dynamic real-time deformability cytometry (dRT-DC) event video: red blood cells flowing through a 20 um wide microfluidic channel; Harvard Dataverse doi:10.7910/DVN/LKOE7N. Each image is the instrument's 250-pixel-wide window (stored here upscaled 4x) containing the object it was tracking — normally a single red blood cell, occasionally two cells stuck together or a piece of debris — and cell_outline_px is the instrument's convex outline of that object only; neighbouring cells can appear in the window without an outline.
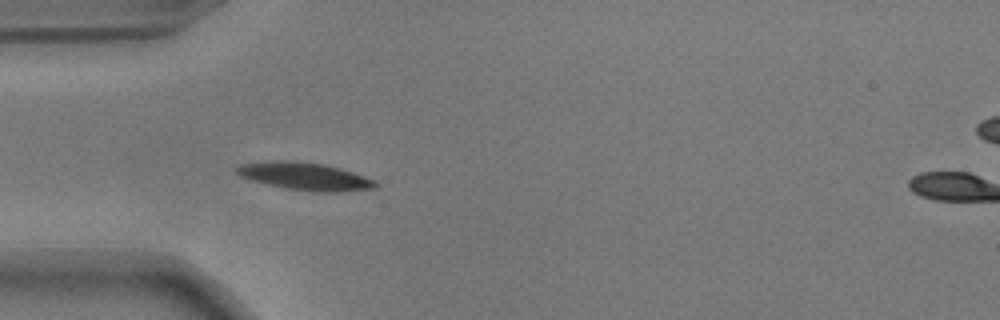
{"species": "common noctule bat (a hibernating species)", "species_latin": "Nyctalus noctula", "temperature_condition": "warm", "stored_images_in_passage": 17, "camera_frame_rate_fps": 3000, "um_per_image_px": 0.085, "animal": {"sex": "male", "body_mass_g": 17.9}, "frame": {"image": 1, "passage_image": 1, "time_ms": 0.0, "image_size_px": [1000, 320], "cell_outline_px": [[380, 184], [376, 188], [336, 192], [312, 192], [284, 188], [252, 180], [240, 176], [236, 172], [236, 168], [240, 164], [272, 160], [296, 160], [324, 164], [340, 168], [376, 180]], "centroid_in_image_um": [25.94, 14.98], "position_along_channel_um": 59.1, "area_um2": 22.54}}
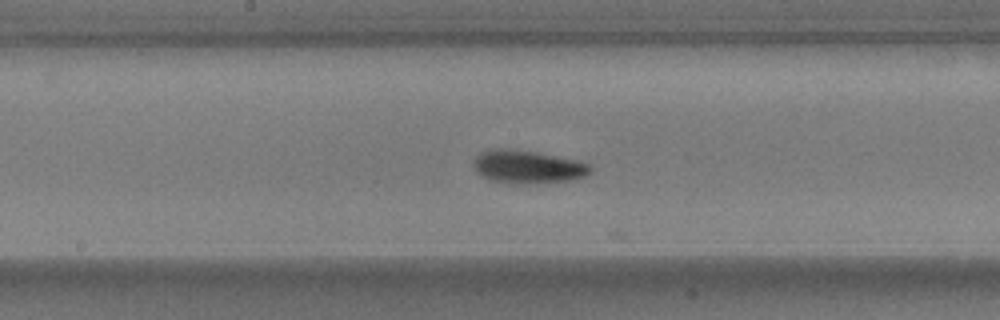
{"frame": {"image": 2, "passage_image": 13, "time_ms": 4.0, "image_size_px": [1000, 320], "cell_outline_px": [[592, 172], [584, 176], [568, 180], [524, 184], [508, 184], [488, 180], [476, 172], [472, 164], [476, 156], [480, 152], [492, 148], [508, 148], [536, 152], [576, 160], [588, 164], [592, 168]], "centroid_in_image_um": [44.78, 14.18], "position_along_channel_um": 203.4, "area_um2": 22.72}}
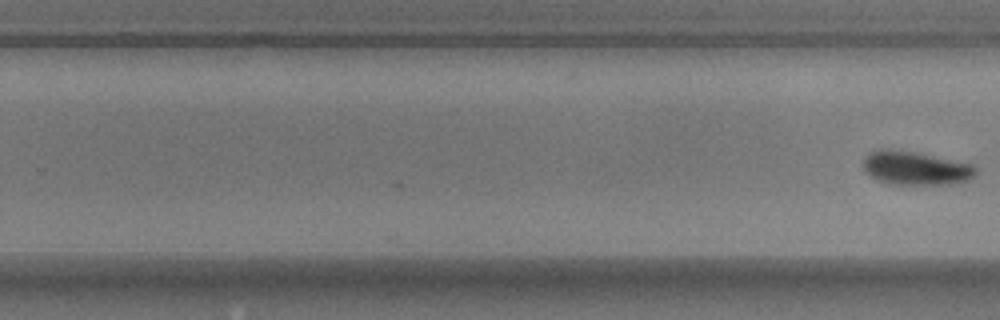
{"frame": {"image": 3, "passage_image": 17, "time_ms": 5.333, "image_size_px": [1000, 320], "cell_outline_px": [[976, 172], [968, 180], [960, 184], [892, 184], [876, 180], [864, 172], [864, 160], [872, 152], [880, 148], [912, 152], [972, 164], [976, 168]], "centroid_in_image_um": [77.82, 14.32], "position_along_channel_um": 252.0, "area_um2": 21.73}}